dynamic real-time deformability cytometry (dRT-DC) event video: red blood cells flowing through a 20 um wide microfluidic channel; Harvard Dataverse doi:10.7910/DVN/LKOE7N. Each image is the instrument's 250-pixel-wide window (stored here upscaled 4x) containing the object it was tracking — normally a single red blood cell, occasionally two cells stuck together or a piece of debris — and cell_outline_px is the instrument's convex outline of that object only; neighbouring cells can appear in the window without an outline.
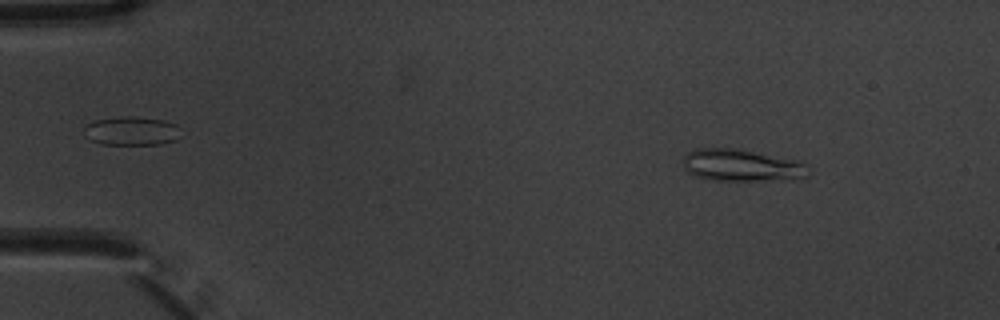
{"species": "common noctule bat (a hibernating species)", "species_latin": "Nyctalus noctula", "temperature_condition": "warm", "stored_images_in_passage": 4, "camera_frame_rate_fps": 3000, "um_per_image_px": 0.085, "animal": {"sex": "male", "body_mass_g": 20.1, "forearm_length_mm": 53.5}, "frame": {"image": 1, "passage_image": 1, "time_ms": 0.0, "image_size_px": [1000, 320], "cell_outline_px": [[808, 176], [804, 180], [712, 180], [696, 176], [688, 172], [684, 168], [684, 156], [688, 152], [696, 148], [740, 148], [800, 160], [808, 164]], "centroid_in_image_um": [63.14, 14.05], "position_along_channel_um": 21.9, "area_um2": 24.04}}
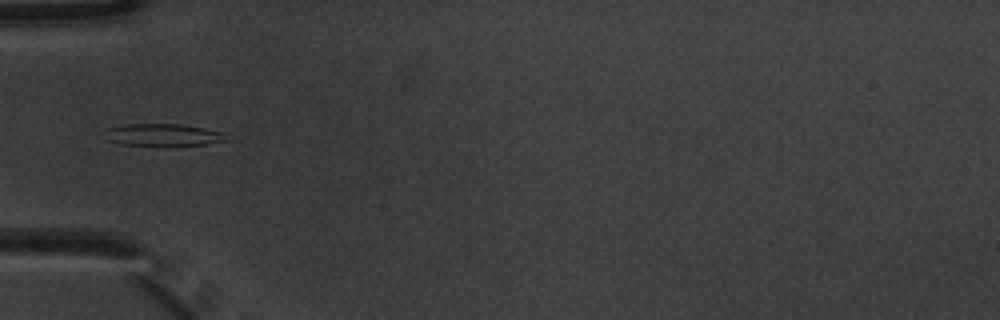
{"frame": {"image": 2, "passage_image": 4, "time_ms": 1.0, "image_size_px": [1000, 320], "cell_outline_px": [[224, 140], [208, 144], [176, 148], [160, 148], [120, 144], [108, 140], [108, 128], [128, 124], [180, 124], [204, 128], [224, 132]], "centroid_in_image_um": [13.89, 11.52], "position_along_channel_um": 71.1, "area_um2": 16.36}}